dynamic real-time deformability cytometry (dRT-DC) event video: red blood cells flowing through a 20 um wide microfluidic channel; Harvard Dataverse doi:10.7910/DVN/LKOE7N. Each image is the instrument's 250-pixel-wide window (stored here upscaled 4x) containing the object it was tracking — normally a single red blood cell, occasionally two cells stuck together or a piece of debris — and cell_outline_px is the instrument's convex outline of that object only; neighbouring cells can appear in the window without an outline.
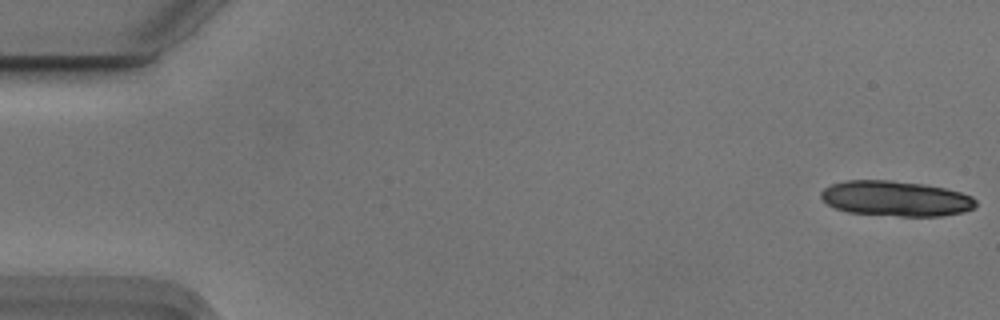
{"species": "Egyptian fruit bat (a non-hibernating species)", "species_latin": "Rousettus aegyptiacus", "temperature_condition": "cold", "stored_images_in_passage": 15, "camera_frame_rate_fps": 3000, "um_per_image_px": 0.085, "animal": {"sex": "male"}, "frame": {"image": 1, "passage_image": 1, "time_ms": 0.0, "image_size_px": [1000, 320], "cell_outline_px": [[976, 208], [964, 212], [940, 216], [900, 216], [848, 212], [836, 208], [828, 204], [820, 196], [820, 192], [824, 188], [832, 184], [848, 180], [888, 180], [920, 184], [944, 188], [960, 192], [972, 196], [976, 200]], "centroid_in_image_um": [76.16, 16.88], "position_along_channel_um": 8.8, "area_um2": 31.67}}